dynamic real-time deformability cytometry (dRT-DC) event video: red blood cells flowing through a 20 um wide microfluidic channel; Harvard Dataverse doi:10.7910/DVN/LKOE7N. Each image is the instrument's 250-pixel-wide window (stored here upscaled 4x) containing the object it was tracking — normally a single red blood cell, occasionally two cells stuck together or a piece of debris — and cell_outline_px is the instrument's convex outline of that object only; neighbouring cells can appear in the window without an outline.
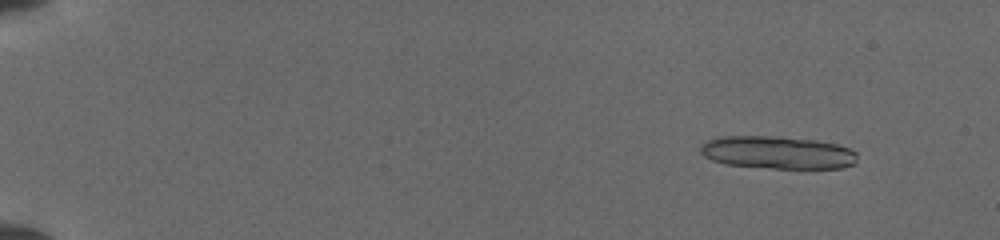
{"species": "common noctule bat (a hibernating species)", "species_latin": "Nyctalus noctula", "temperature_condition": "cold", "stored_images_in_passage": 37, "segment_of_instrument_passage": [1, 2], "camera_frame_rate_fps": 3000, "um_per_image_px": 0.085, "animal": {"sex": "female", "body_mass_g": 19.5, "forearm_length_mm": 54.1}, "frame": {"image": 1, "passage_image": 1, "time_ms": 0.0, "image_size_px": [1000, 240], "cell_outline_px": [[856, 164], [840, 168], [772, 168], [724, 164], [712, 160], [704, 156], [700, 152], [700, 148], [708, 140], [724, 136], [768, 136], [816, 140], [836, 144], [848, 148], [856, 152]], "centroid_in_image_um": [66.1, 12.97], "position_along_channel_um": 18.9, "area_um2": 29.71}}